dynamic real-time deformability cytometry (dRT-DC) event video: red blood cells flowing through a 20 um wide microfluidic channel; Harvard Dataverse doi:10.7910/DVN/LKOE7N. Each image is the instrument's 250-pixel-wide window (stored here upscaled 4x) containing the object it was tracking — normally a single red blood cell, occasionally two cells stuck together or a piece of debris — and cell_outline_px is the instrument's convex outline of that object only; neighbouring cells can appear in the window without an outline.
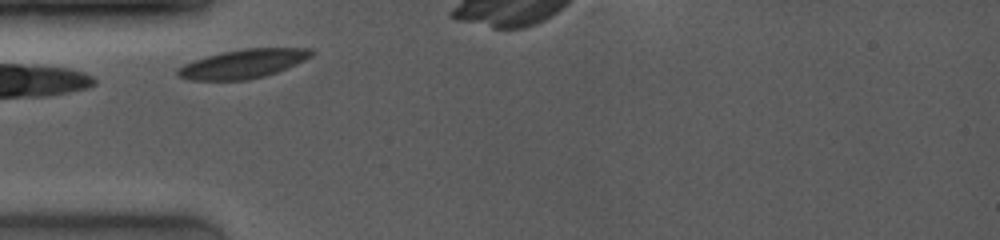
{"species": "common noctule bat (a hibernating species)", "species_latin": "Nyctalus noctula", "temperature_condition": "room temperature", "stored_images_in_passage": 12, "camera_frame_rate_fps": 4000, "um_per_image_px": 0.085, "animal": {"sex": "female", "body_mass_g": 19.0, "forearm_length_mm": 53.3}, "frame": {"image": 1, "passage_image": 2, "time_ms": 0.25, "image_size_px": [1000, 240], "cell_outline_px": [[316, 52], [312, 56], [296, 64], [276, 72], [264, 76], [248, 80], [188, 80], [176, 76], [176, 68], [184, 64], [220, 52], [244, 48], [312, 48]], "centroid_in_image_um": [20.66, 5.42], "position_along_channel_um": 64.3, "area_um2": 22.6}}